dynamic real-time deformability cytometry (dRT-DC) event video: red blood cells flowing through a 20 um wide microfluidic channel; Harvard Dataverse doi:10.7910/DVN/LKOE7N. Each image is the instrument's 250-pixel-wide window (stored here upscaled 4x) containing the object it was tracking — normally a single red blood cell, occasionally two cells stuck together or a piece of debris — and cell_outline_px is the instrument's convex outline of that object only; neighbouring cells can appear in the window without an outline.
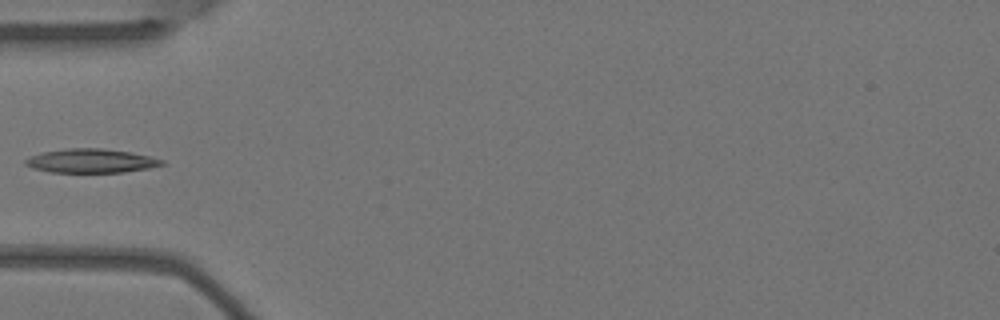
{"species": "Egyptian fruit bat (a non-hibernating species)", "species_latin": "Rousettus aegyptiacus", "temperature_condition": "warm", "stored_images_in_passage": 4, "camera_frame_rate_fps": 3000, "um_per_image_px": 0.085, "animal": {"sex": "female"}, "frame": {"image": 1, "passage_image": 4, "time_ms": 1.0, "image_size_px": [1000, 320], "cell_outline_px": [[164, 164], [148, 168], [124, 172], [48, 172], [32, 168], [24, 164], [24, 160], [40, 152], [64, 148], [104, 148], [132, 152], [152, 156], [164, 160]], "centroid_in_image_um": [7.73, 13.66], "position_along_channel_um": 77.3, "area_um2": 19.25}}